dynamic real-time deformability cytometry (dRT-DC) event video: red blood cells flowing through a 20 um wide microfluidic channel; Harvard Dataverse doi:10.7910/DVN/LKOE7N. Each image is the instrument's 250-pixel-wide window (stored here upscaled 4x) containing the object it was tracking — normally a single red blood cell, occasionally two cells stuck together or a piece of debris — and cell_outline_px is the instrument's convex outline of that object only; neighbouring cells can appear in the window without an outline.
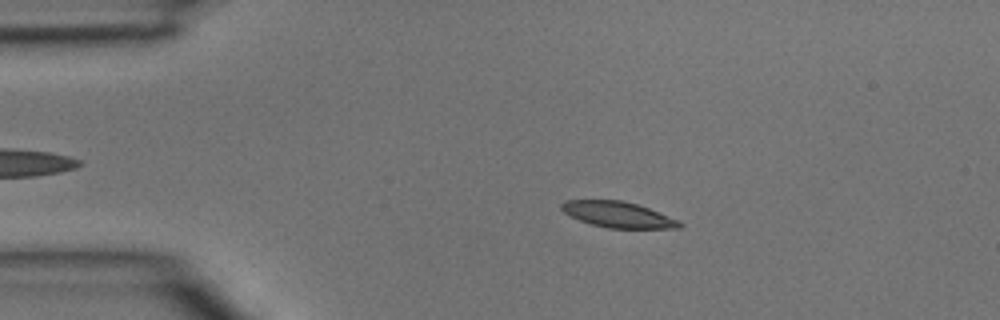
{"species": "common noctule bat (a hibernating species)", "species_latin": "Nyctalus noctula", "temperature_condition": "room temperature", "stored_images_in_passage": 44, "camera_frame_rate_fps": 3000, "um_per_image_px": 0.085, "animal": {"sex": "male", "body_mass_g": 15.6}, "frame": {"image": 1, "passage_image": 8, "time_ms": 2.333, "image_size_px": [1000, 320], "cell_outline_px": [[684, 224], [680, 228], [608, 228], [592, 224], [580, 220], [564, 212], [560, 208], [560, 204], [564, 200], [620, 200], [636, 204], [648, 208], [680, 220]], "centroid_in_image_um": [52.54, 18.24], "position_along_channel_um": 32.5, "area_um2": 17.69}}
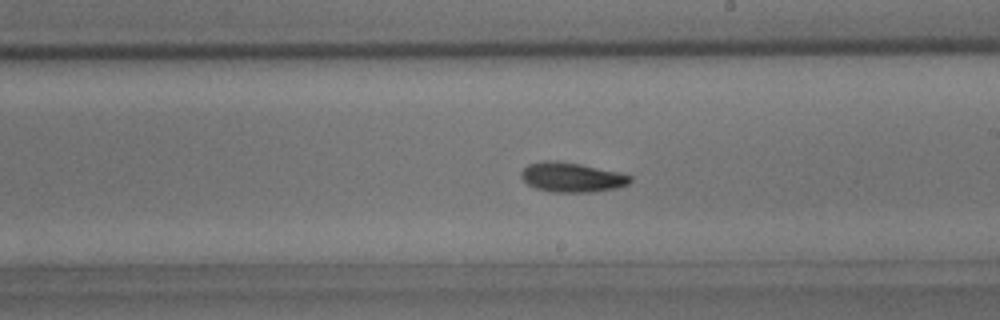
{"frame": {"image": 2, "passage_image": 25, "time_ms": 8.0, "image_size_px": [1000, 320], "cell_outline_px": [[632, 180], [628, 184], [616, 188], [592, 192], [552, 192], [536, 188], [528, 184], [520, 176], [520, 172], [528, 164], [544, 160], [556, 160], [580, 164], [620, 172], [632, 176]], "centroid_in_image_um": [48.6, 15.06], "position_along_channel_um": 240.4, "area_um2": 18.9}}
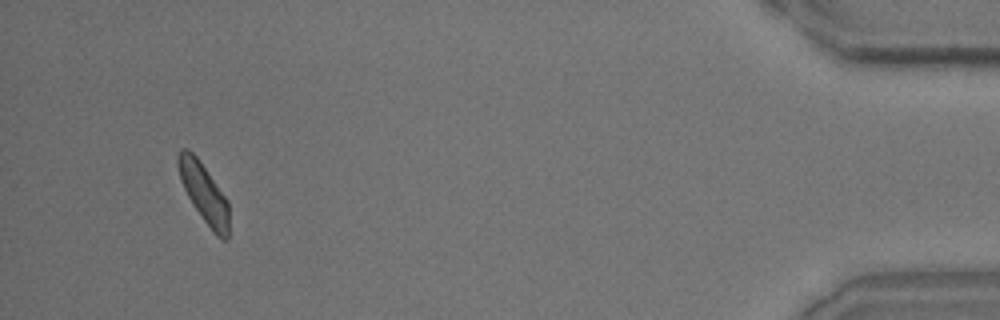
{"frame": {"image": 3, "passage_image": 42, "time_ms": 13.667, "image_size_px": [1000, 320], "cell_outline_px": [[228, 240], [224, 240], [216, 236], [212, 232], [192, 204], [180, 180], [176, 164], [176, 156], [180, 148], [188, 148], [200, 160], [228, 200]], "centroid_in_image_um": [17.3, 16.37], "position_along_channel_um": 417.9, "area_um2": 17.86}}